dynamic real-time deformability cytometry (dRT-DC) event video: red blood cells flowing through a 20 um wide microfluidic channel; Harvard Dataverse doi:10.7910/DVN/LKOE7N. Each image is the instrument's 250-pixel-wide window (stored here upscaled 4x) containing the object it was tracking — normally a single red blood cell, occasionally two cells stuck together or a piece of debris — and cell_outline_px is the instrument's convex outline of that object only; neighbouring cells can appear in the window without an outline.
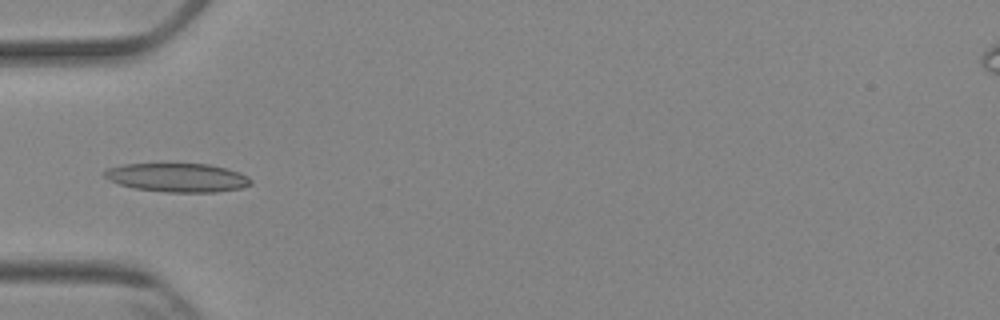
{"species": "Egyptian fruit bat (a non-hibernating species)", "species_latin": "Rousettus aegyptiacus", "temperature_condition": "cold", "stored_images_in_passage": 7, "camera_frame_rate_fps": 3000, "um_per_image_px": 0.085, "animal": {"sex": "female"}, "frame": {"image": 1, "passage_image": 6, "time_ms": 5.667, "image_size_px": [1000, 320], "cell_outline_px": [[252, 184], [240, 188], [216, 192], [164, 192], [132, 188], [120, 184], [104, 176], [100, 172], [104, 168], [124, 164], [208, 164], [240, 172], [248, 176], [252, 180]], "centroid_in_image_um": [15.05, 15.09], "position_along_channel_um": 69.9, "area_um2": 24.62}}
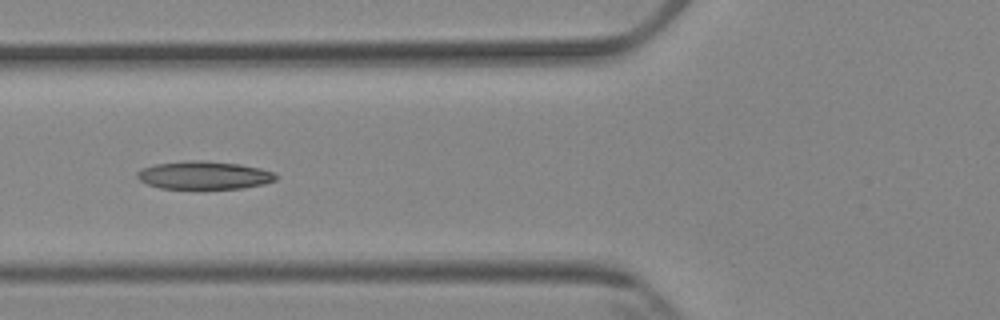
{"frame": {"image": 2, "passage_image": 7, "time_ms": 6.667, "image_size_px": [1000, 320], "cell_outline_px": [[276, 180], [264, 184], [244, 188], [160, 188], [148, 184], [140, 180], [136, 176], [136, 172], [140, 168], [156, 164], [188, 160], [200, 160], [240, 164], [260, 168], [276, 172]], "centroid_in_image_um": [17.35, 14.88], "position_along_channel_um": 108.4, "area_um2": 22.66}}